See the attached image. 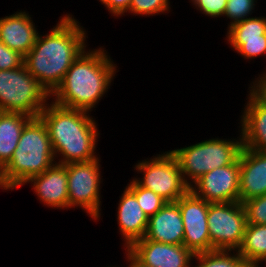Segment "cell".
<instances>
[{"instance_id":"obj_1","label":"cell","mask_w":266,"mask_h":267,"mask_svg":"<svg viewBox=\"0 0 266 267\" xmlns=\"http://www.w3.org/2000/svg\"><path fill=\"white\" fill-rule=\"evenodd\" d=\"M66 15L44 37L37 35L32 49L24 56L30 74L51 94L67 70L85 50V31Z\"/></svg>"},{"instance_id":"obj_2","label":"cell","mask_w":266,"mask_h":267,"mask_svg":"<svg viewBox=\"0 0 266 267\" xmlns=\"http://www.w3.org/2000/svg\"><path fill=\"white\" fill-rule=\"evenodd\" d=\"M104 50H85L67 70L62 82L51 93L55 104L91 111L110 86L115 71Z\"/></svg>"},{"instance_id":"obj_3","label":"cell","mask_w":266,"mask_h":267,"mask_svg":"<svg viewBox=\"0 0 266 267\" xmlns=\"http://www.w3.org/2000/svg\"><path fill=\"white\" fill-rule=\"evenodd\" d=\"M87 111L47 104L39 117L46 125L54 155L64 159L58 164L89 162L97 159L94 155L98 131L96 122Z\"/></svg>"},{"instance_id":"obj_4","label":"cell","mask_w":266,"mask_h":267,"mask_svg":"<svg viewBox=\"0 0 266 267\" xmlns=\"http://www.w3.org/2000/svg\"><path fill=\"white\" fill-rule=\"evenodd\" d=\"M54 152L46 125L40 117H32L24 126L11 160L2 169L7 189L20 187L35 175L54 165Z\"/></svg>"},{"instance_id":"obj_5","label":"cell","mask_w":266,"mask_h":267,"mask_svg":"<svg viewBox=\"0 0 266 267\" xmlns=\"http://www.w3.org/2000/svg\"><path fill=\"white\" fill-rule=\"evenodd\" d=\"M240 137L237 141L209 139L170 152L178 161L184 181L190 186L186 178L189 177L195 182L213 169L236 162L243 149L242 136Z\"/></svg>"},{"instance_id":"obj_6","label":"cell","mask_w":266,"mask_h":267,"mask_svg":"<svg viewBox=\"0 0 266 267\" xmlns=\"http://www.w3.org/2000/svg\"><path fill=\"white\" fill-rule=\"evenodd\" d=\"M50 96L25 64L16 69L0 70V111L39 117Z\"/></svg>"},{"instance_id":"obj_7","label":"cell","mask_w":266,"mask_h":267,"mask_svg":"<svg viewBox=\"0 0 266 267\" xmlns=\"http://www.w3.org/2000/svg\"><path fill=\"white\" fill-rule=\"evenodd\" d=\"M143 178L134 181L141 187L152 190L167 202H176L185 195L190 186L184 181L175 156L169 151L136 165Z\"/></svg>"},{"instance_id":"obj_8","label":"cell","mask_w":266,"mask_h":267,"mask_svg":"<svg viewBox=\"0 0 266 267\" xmlns=\"http://www.w3.org/2000/svg\"><path fill=\"white\" fill-rule=\"evenodd\" d=\"M207 226L212 250L240 248L247 226L241 202L208 203Z\"/></svg>"},{"instance_id":"obj_9","label":"cell","mask_w":266,"mask_h":267,"mask_svg":"<svg viewBox=\"0 0 266 267\" xmlns=\"http://www.w3.org/2000/svg\"><path fill=\"white\" fill-rule=\"evenodd\" d=\"M99 165L98 158L89 162L64 165L68 177V208L80 206L94 219L100 216Z\"/></svg>"},{"instance_id":"obj_10","label":"cell","mask_w":266,"mask_h":267,"mask_svg":"<svg viewBox=\"0 0 266 267\" xmlns=\"http://www.w3.org/2000/svg\"><path fill=\"white\" fill-rule=\"evenodd\" d=\"M183 227V245L194 254L211 251V240L207 224L208 202L190 190L179 198Z\"/></svg>"},{"instance_id":"obj_11","label":"cell","mask_w":266,"mask_h":267,"mask_svg":"<svg viewBox=\"0 0 266 267\" xmlns=\"http://www.w3.org/2000/svg\"><path fill=\"white\" fill-rule=\"evenodd\" d=\"M239 159L223 167L205 173L190 182V191L208 203L239 202ZM191 183L197 187H193Z\"/></svg>"},{"instance_id":"obj_12","label":"cell","mask_w":266,"mask_h":267,"mask_svg":"<svg viewBox=\"0 0 266 267\" xmlns=\"http://www.w3.org/2000/svg\"><path fill=\"white\" fill-rule=\"evenodd\" d=\"M128 249L151 267H190L189 263L195 255L183 244H166L145 238L135 241Z\"/></svg>"},{"instance_id":"obj_13","label":"cell","mask_w":266,"mask_h":267,"mask_svg":"<svg viewBox=\"0 0 266 267\" xmlns=\"http://www.w3.org/2000/svg\"><path fill=\"white\" fill-rule=\"evenodd\" d=\"M239 202L266 194V151L243 147L239 156Z\"/></svg>"},{"instance_id":"obj_14","label":"cell","mask_w":266,"mask_h":267,"mask_svg":"<svg viewBox=\"0 0 266 267\" xmlns=\"http://www.w3.org/2000/svg\"><path fill=\"white\" fill-rule=\"evenodd\" d=\"M144 238L166 244H183V220L176 202H167L155 215L149 217Z\"/></svg>"},{"instance_id":"obj_15","label":"cell","mask_w":266,"mask_h":267,"mask_svg":"<svg viewBox=\"0 0 266 267\" xmlns=\"http://www.w3.org/2000/svg\"><path fill=\"white\" fill-rule=\"evenodd\" d=\"M33 188L42 202L54 208H68V177L64 165L55 163L42 174L32 176Z\"/></svg>"},{"instance_id":"obj_16","label":"cell","mask_w":266,"mask_h":267,"mask_svg":"<svg viewBox=\"0 0 266 267\" xmlns=\"http://www.w3.org/2000/svg\"><path fill=\"white\" fill-rule=\"evenodd\" d=\"M38 32L25 12L0 18V40L25 56L34 46Z\"/></svg>"},{"instance_id":"obj_17","label":"cell","mask_w":266,"mask_h":267,"mask_svg":"<svg viewBox=\"0 0 266 267\" xmlns=\"http://www.w3.org/2000/svg\"><path fill=\"white\" fill-rule=\"evenodd\" d=\"M118 205L119 230L125 239L127 249L135 241L144 238L149 218L140 207L135 195L127 187Z\"/></svg>"},{"instance_id":"obj_18","label":"cell","mask_w":266,"mask_h":267,"mask_svg":"<svg viewBox=\"0 0 266 267\" xmlns=\"http://www.w3.org/2000/svg\"><path fill=\"white\" fill-rule=\"evenodd\" d=\"M241 121L243 147L266 151V107L250 95Z\"/></svg>"},{"instance_id":"obj_19","label":"cell","mask_w":266,"mask_h":267,"mask_svg":"<svg viewBox=\"0 0 266 267\" xmlns=\"http://www.w3.org/2000/svg\"><path fill=\"white\" fill-rule=\"evenodd\" d=\"M32 117L18 112L0 111V168L11 160L25 124Z\"/></svg>"},{"instance_id":"obj_20","label":"cell","mask_w":266,"mask_h":267,"mask_svg":"<svg viewBox=\"0 0 266 267\" xmlns=\"http://www.w3.org/2000/svg\"><path fill=\"white\" fill-rule=\"evenodd\" d=\"M237 251L250 267H258L263 260L266 262V225L247 224Z\"/></svg>"},{"instance_id":"obj_21","label":"cell","mask_w":266,"mask_h":267,"mask_svg":"<svg viewBox=\"0 0 266 267\" xmlns=\"http://www.w3.org/2000/svg\"><path fill=\"white\" fill-rule=\"evenodd\" d=\"M229 40L266 39V18H247L228 27Z\"/></svg>"},{"instance_id":"obj_22","label":"cell","mask_w":266,"mask_h":267,"mask_svg":"<svg viewBox=\"0 0 266 267\" xmlns=\"http://www.w3.org/2000/svg\"><path fill=\"white\" fill-rule=\"evenodd\" d=\"M229 252L230 250H212L197 253L194 257L199 262L195 267H250L238 251L233 256Z\"/></svg>"},{"instance_id":"obj_23","label":"cell","mask_w":266,"mask_h":267,"mask_svg":"<svg viewBox=\"0 0 266 267\" xmlns=\"http://www.w3.org/2000/svg\"><path fill=\"white\" fill-rule=\"evenodd\" d=\"M127 188L135 195L140 207L149 217L155 215L167 201L152 190L139 186L133 179Z\"/></svg>"},{"instance_id":"obj_24","label":"cell","mask_w":266,"mask_h":267,"mask_svg":"<svg viewBox=\"0 0 266 267\" xmlns=\"http://www.w3.org/2000/svg\"><path fill=\"white\" fill-rule=\"evenodd\" d=\"M246 212L247 224L266 225V194L242 203Z\"/></svg>"},{"instance_id":"obj_25","label":"cell","mask_w":266,"mask_h":267,"mask_svg":"<svg viewBox=\"0 0 266 267\" xmlns=\"http://www.w3.org/2000/svg\"><path fill=\"white\" fill-rule=\"evenodd\" d=\"M254 2L255 0H227L224 15L232 19L229 27L247 19L255 6Z\"/></svg>"},{"instance_id":"obj_26","label":"cell","mask_w":266,"mask_h":267,"mask_svg":"<svg viewBox=\"0 0 266 267\" xmlns=\"http://www.w3.org/2000/svg\"><path fill=\"white\" fill-rule=\"evenodd\" d=\"M231 46L244 58H255L266 54V39L228 40Z\"/></svg>"},{"instance_id":"obj_27","label":"cell","mask_w":266,"mask_h":267,"mask_svg":"<svg viewBox=\"0 0 266 267\" xmlns=\"http://www.w3.org/2000/svg\"><path fill=\"white\" fill-rule=\"evenodd\" d=\"M169 0H131L129 12L141 15H154L168 11Z\"/></svg>"},{"instance_id":"obj_28","label":"cell","mask_w":266,"mask_h":267,"mask_svg":"<svg viewBox=\"0 0 266 267\" xmlns=\"http://www.w3.org/2000/svg\"><path fill=\"white\" fill-rule=\"evenodd\" d=\"M24 65V56L11 50L0 40V70L16 69Z\"/></svg>"},{"instance_id":"obj_29","label":"cell","mask_w":266,"mask_h":267,"mask_svg":"<svg viewBox=\"0 0 266 267\" xmlns=\"http://www.w3.org/2000/svg\"><path fill=\"white\" fill-rule=\"evenodd\" d=\"M197 8L211 17L223 16L227 0H192Z\"/></svg>"},{"instance_id":"obj_30","label":"cell","mask_w":266,"mask_h":267,"mask_svg":"<svg viewBox=\"0 0 266 267\" xmlns=\"http://www.w3.org/2000/svg\"><path fill=\"white\" fill-rule=\"evenodd\" d=\"M257 82V83H256ZM250 94L260 105L266 107V73L263 77L255 81L251 87Z\"/></svg>"},{"instance_id":"obj_31","label":"cell","mask_w":266,"mask_h":267,"mask_svg":"<svg viewBox=\"0 0 266 267\" xmlns=\"http://www.w3.org/2000/svg\"><path fill=\"white\" fill-rule=\"evenodd\" d=\"M108 10L116 16L127 12L130 7L131 0H100Z\"/></svg>"},{"instance_id":"obj_32","label":"cell","mask_w":266,"mask_h":267,"mask_svg":"<svg viewBox=\"0 0 266 267\" xmlns=\"http://www.w3.org/2000/svg\"><path fill=\"white\" fill-rule=\"evenodd\" d=\"M127 255V258L130 261L129 267H151L142 263L128 248Z\"/></svg>"},{"instance_id":"obj_33","label":"cell","mask_w":266,"mask_h":267,"mask_svg":"<svg viewBox=\"0 0 266 267\" xmlns=\"http://www.w3.org/2000/svg\"><path fill=\"white\" fill-rule=\"evenodd\" d=\"M0 188H3L5 190H7L5 184H4L3 180H2V170H1V168H0Z\"/></svg>"}]
</instances>
